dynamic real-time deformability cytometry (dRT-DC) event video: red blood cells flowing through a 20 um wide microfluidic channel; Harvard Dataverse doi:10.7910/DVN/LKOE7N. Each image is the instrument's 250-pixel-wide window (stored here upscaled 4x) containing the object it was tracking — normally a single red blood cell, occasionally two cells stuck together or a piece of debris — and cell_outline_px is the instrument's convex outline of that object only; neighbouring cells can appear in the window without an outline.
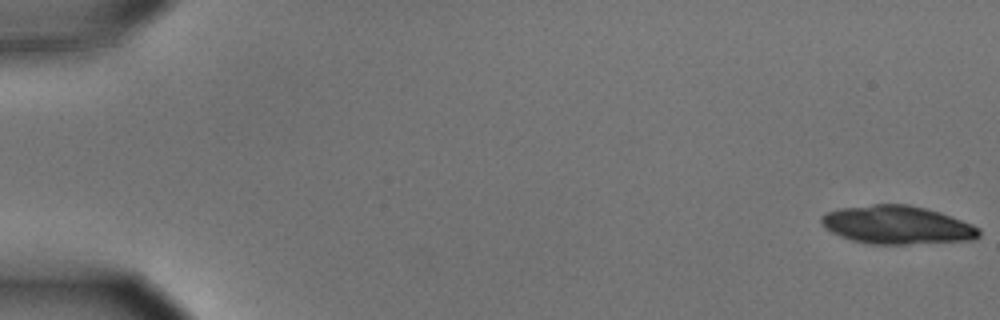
{"species": "common noctule bat (a hibernating species)", "species_latin": "Nyctalus noctula", "temperature_condition": "cold", "stored_images_in_passage": 22, "camera_frame_rate_fps": 3000, "um_per_image_px": 0.085, "animal": {"sex": "male", "body_mass_g": 15.6}, "frame": {"image": 1, "passage_image": 1, "time_ms": 0.0, "image_size_px": [1000, 320], "cell_outline_px": [[980, 236], [972, 240], [908, 244], [872, 244], [852, 240], [840, 236], [824, 228], [820, 224], [820, 216], [828, 212], [840, 208], [876, 204], [908, 204], [940, 212], [972, 224], [980, 228]], "centroid_in_image_um": [76.24, 19.12], "position_along_channel_um": 8.8, "area_um2": 35.2}}
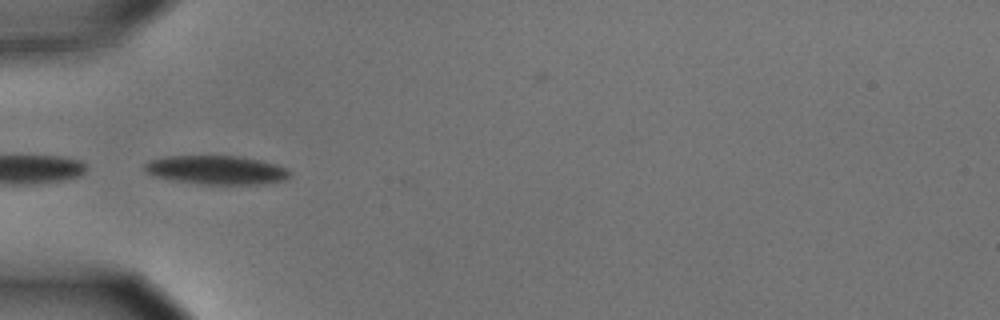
{"frame": {"image": 2, "passage_image": 19, "time_ms": 6.0, "image_size_px": [1000, 320], "cell_outline_px": [[288, 176], [284, 180], [260, 184], [204, 184], [172, 180], [152, 176], [144, 172], [144, 164], [148, 160], [164, 156], [240, 156], [260, 160], [276, 164], [288, 168]], "centroid_in_image_um": [18.33, 14.44], "position_along_channel_um": 66.7, "area_um2": 24.45}}